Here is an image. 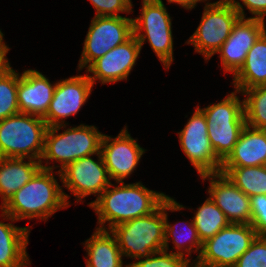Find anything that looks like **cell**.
<instances>
[{
    "instance_id": "cell-1",
    "label": "cell",
    "mask_w": 266,
    "mask_h": 267,
    "mask_svg": "<svg viewBox=\"0 0 266 267\" xmlns=\"http://www.w3.org/2000/svg\"><path fill=\"white\" fill-rule=\"evenodd\" d=\"M119 184V185H118ZM110 184L88 204L98 216L97 229L110 230L132 219L154 212L169 196L146 188L142 182ZM112 186H115L111 189ZM107 227H105V223Z\"/></svg>"
},
{
    "instance_id": "cell-2",
    "label": "cell",
    "mask_w": 266,
    "mask_h": 267,
    "mask_svg": "<svg viewBox=\"0 0 266 267\" xmlns=\"http://www.w3.org/2000/svg\"><path fill=\"white\" fill-rule=\"evenodd\" d=\"M63 191L53 170L42 168L0 209L16 221L33 218L47 221L55 212L70 206V196Z\"/></svg>"
},
{
    "instance_id": "cell-3",
    "label": "cell",
    "mask_w": 266,
    "mask_h": 267,
    "mask_svg": "<svg viewBox=\"0 0 266 267\" xmlns=\"http://www.w3.org/2000/svg\"><path fill=\"white\" fill-rule=\"evenodd\" d=\"M67 124L48 127L45 134L44 152L41 157L46 161L42 164L43 169L54 170L60 167L62 170L66 165L82 157L93 156L100 153L103 133L96 126L80 124L79 126L66 129ZM65 128L63 133H58ZM50 160L61 163L60 166H48Z\"/></svg>"
},
{
    "instance_id": "cell-4",
    "label": "cell",
    "mask_w": 266,
    "mask_h": 267,
    "mask_svg": "<svg viewBox=\"0 0 266 267\" xmlns=\"http://www.w3.org/2000/svg\"><path fill=\"white\" fill-rule=\"evenodd\" d=\"M47 128L43 118L26 113L0 120V158L41 161Z\"/></svg>"
},
{
    "instance_id": "cell-5",
    "label": "cell",
    "mask_w": 266,
    "mask_h": 267,
    "mask_svg": "<svg viewBox=\"0 0 266 267\" xmlns=\"http://www.w3.org/2000/svg\"><path fill=\"white\" fill-rule=\"evenodd\" d=\"M164 202L151 214L124 222L110 229L123 257L145 258L164 249Z\"/></svg>"
},
{
    "instance_id": "cell-6",
    "label": "cell",
    "mask_w": 266,
    "mask_h": 267,
    "mask_svg": "<svg viewBox=\"0 0 266 267\" xmlns=\"http://www.w3.org/2000/svg\"><path fill=\"white\" fill-rule=\"evenodd\" d=\"M235 90L219 103L200 108L207 121L208 138L216 156L223 161L233 150L239 136L246 126L244 100Z\"/></svg>"
},
{
    "instance_id": "cell-7",
    "label": "cell",
    "mask_w": 266,
    "mask_h": 267,
    "mask_svg": "<svg viewBox=\"0 0 266 267\" xmlns=\"http://www.w3.org/2000/svg\"><path fill=\"white\" fill-rule=\"evenodd\" d=\"M140 14L133 18V31L141 49L148 41L165 70L170 69L174 60L172 19L163 1L142 0Z\"/></svg>"
},
{
    "instance_id": "cell-8",
    "label": "cell",
    "mask_w": 266,
    "mask_h": 267,
    "mask_svg": "<svg viewBox=\"0 0 266 267\" xmlns=\"http://www.w3.org/2000/svg\"><path fill=\"white\" fill-rule=\"evenodd\" d=\"M239 18L229 0L207 2L199 26L185 43L192 44L195 52L202 54L207 61L228 39Z\"/></svg>"
},
{
    "instance_id": "cell-9",
    "label": "cell",
    "mask_w": 266,
    "mask_h": 267,
    "mask_svg": "<svg viewBox=\"0 0 266 267\" xmlns=\"http://www.w3.org/2000/svg\"><path fill=\"white\" fill-rule=\"evenodd\" d=\"M256 236L251 224L230 223L203 242L201 254L193 267H234Z\"/></svg>"
},
{
    "instance_id": "cell-10",
    "label": "cell",
    "mask_w": 266,
    "mask_h": 267,
    "mask_svg": "<svg viewBox=\"0 0 266 267\" xmlns=\"http://www.w3.org/2000/svg\"><path fill=\"white\" fill-rule=\"evenodd\" d=\"M133 35V18L94 16L84 40L78 70L87 69L95 60Z\"/></svg>"
},
{
    "instance_id": "cell-11",
    "label": "cell",
    "mask_w": 266,
    "mask_h": 267,
    "mask_svg": "<svg viewBox=\"0 0 266 267\" xmlns=\"http://www.w3.org/2000/svg\"><path fill=\"white\" fill-rule=\"evenodd\" d=\"M207 128L205 115L197 106L184 129L177 133L182 151L199 176L219 173L222 165V161L214 153Z\"/></svg>"
},
{
    "instance_id": "cell-12",
    "label": "cell",
    "mask_w": 266,
    "mask_h": 267,
    "mask_svg": "<svg viewBox=\"0 0 266 267\" xmlns=\"http://www.w3.org/2000/svg\"><path fill=\"white\" fill-rule=\"evenodd\" d=\"M96 156L98 161L91 156L82 157L57 171L62 188L66 187L73 193L77 203L92 194L98 198L111 184L101 152Z\"/></svg>"
},
{
    "instance_id": "cell-13",
    "label": "cell",
    "mask_w": 266,
    "mask_h": 267,
    "mask_svg": "<svg viewBox=\"0 0 266 267\" xmlns=\"http://www.w3.org/2000/svg\"><path fill=\"white\" fill-rule=\"evenodd\" d=\"M93 86L87 73L58 81L48 111L43 117L47 126L68 125L65 119L79 112L87 102Z\"/></svg>"
},
{
    "instance_id": "cell-14",
    "label": "cell",
    "mask_w": 266,
    "mask_h": 267,
    "mask_svg": "<svg viewBox=\"0 0 266 267\" xmlns=\"http://www.w3.org/2000/svg\"><path fill=\"white\" fill-rule=\"evenodd\" d=\"M117 137L103 135L101 141V154L110 179L123 182L138 166L145 153L136 139H133L124 126Z\"/></svg>"
},
{
    "instance_id": "cell-15",
    "label": "cell",
    "mask_w": 266,
    "mask_h": 267,
    "mask_svg": "<svg viewBox=\"0 0 266 267\" xmlns=\"http://www.w3.org/2000/svg\"><path fill=\"white\" fill-rule=\"evenodd\" d=\"M141 46L133 35L123 44L117 45L101 58L95 60L86 70L90 81L95 85L100 83H115L127 79L136 60L139 57Z\"/></svg>"
},
{
    "instance_id": "cell-16",
    "label": "cell",
    "mask_w": 266,
    "mask_h": 267,
    "mask_svg": "<svg viewBox=\"0 0 266 267\" xmlns=\"http://www.w3.org/2000/svg\"><path fill=\"white\" fill-rule=\"evenodd\" d=\"M200 177L203 181L209 180L210 186L207 190L209 197L222 210L230 223L251 224L249 196L221 172Z\"/></svg>"
},
{
    "instance_id": "cell-17",
    "label": "cell",
    "mask_w": 266,
    "mask_h": 267,
    "mask_svg": "<svg viewBox=\"0 0 266 267\" xmlns=\"http://www.w3.org/2000/svg\"><path fill=\"white\" fill-rule=\"evenodd\" d=\"M262 20L239 18L228 39L216 52L221 58L223 70L233 75L242 67L248 51L262 34Z\"/></svg>"
},
{
    "instance_id": "cell-18",
    "label": "cell",
    "mask_w": 266,
    "mask_h": 267,
    "mask_svg": "<svg viewBox=\"0 0 266 267\" xmlns=\"http://www.w3.org/2000/svg\"><path fill=\"white\" fill-rule=\"evenodd\" d=\"M56 83L41 72L33 69L18 73L17 98L20 113L43 118L49 108Z\"/></svg>"
},
{
    "instance_id": "cell-19",
    "label": "cell",
    "mask_w": 266,
    "mask_h": 267,
    "mask_svg": "<svg viewBox=\"0 0 266 267\" xmlns=\"http://www.w3.org/2000/svg\"><path fill=\"white\" fill-rule=\"evenodd\" d=\"M3 220L0 221V267H26L31 264L26 252L29 243L30 226L17 227L10 215L0 209Z\"/></svg>"
},
{
    "instance_id": "cell-20",
    "label": "cell",
    "mask_w": 266,
    "mask_h": 267,
    "mask_svg": "<svg viewBox=\"0 0 266 267\" xmlns=\"http://www.w3.org/2000/svg\"><path fill=\"white\" fill-rule=\"evenodd\" d=\"M266 162V130L245 126L221 167L263 166Z\"/></svg>"
},
{
    "instance_id": "cell-21",
    "label": "cell",
    "mask_w": 266,
    "mask_h": 267,
    "mask_svg": "<svg viewBox=\"0 0 266 267\" xmlns=\"http://www.w3.org/2000/svg\"><path fill=\"white\" fill-rule=\"evenodd\" d=\"M185 206L179 204V202H176L173 198L170 196L164 201V218H165V242H164V249L165 251L168 252L169 250V240L172 238V243L175 245V247H172L173 249H177L173 253L178 254L186 258V255L189 256L187 257V260L193 265L197 259L199 258L203 243L198 237L197 229L195 228V225L193 223V220L188 221L184 226L182 225L183 228H180L181 230L178 231L176 225L179 223L177 222L176 224L172 225L168 221V213L167 211H180L184 209ZM184 224V223H183ZM185 228V229H184ZM183 230V231H182ZM188 244V245H187ZM195 251H194V250ZM198 253L197 257L195 260L191 262V253ZM186 253V255H185Z\"/></svg>"
},
{
    "instance_id": "cell-22",
    "label": "cell",
    "mask_w": 266,
    "mask_h": 267,
    "mask_svg": "<svg viewBox=\"0 0 266 267\" xmlns=\"http://www.w3.org/2000/svg\"><path fill=\"white\" fill-rule=\"evenodd\" d=\"M42 163L35 159L0 158V197L1 206L40 170Z\"/></svg>"
},
{
    "instance_id": "cell-23",
    "label": "cell",
    "mask_w": 266,
    "mask_h": 267,
    "mask_svg": "<svg viewBox=\"0 0 266 267\" xmlns=\"http://www.w3.org/2000/svg\"><path fill=\"white\" fill-rule=\"evenodd\" d=\"M95 229L83 243L88 256L85 257L86 267H124L123 255L115 236L110 230Z\"/></svg>"
},
{
    "instance_id": "cell-24",
    "label": "cell",
    "mask_w": 266,
    "mask_h": 267,
    "mask_svg": "<svg viewBox=\"0 0 266 267\" xmlns=\"http://www.w3.org/2000/svg\"><path fill=\"white\" fill-rule=\"evenodd\" d=\"M233 85L239 92L266 85V38L263 34L248 51L242 67L233 75Z\"/></svg>"
},
{
    "instance_id": "cell-25",
    "label": "cell",
    "mask_w": 266,
    "mask_h": 267,
    "mask_svg": "<svg viewBox=\"0 0 266 267\" xmlns=\"http://www.w3.org/2000/svg\"><path fill=\"white\" fill-rule=\"evenodd\" d=\"M225 174L242 192L252 197L258 194L266 195V167H221Z\"/></svg>"
},
{
    "instance_id": "cell-26",
    "label": "cell",
    "mask_w": 266,
    "mask_h": 267,
    "mask_svg": "<svg viewBox=\"0 0 266 267\" xmlns=\"http://www.w3.org/2000/svg\"><path fill=\"white\" fill-rule=\"evenodd\" d=\"M194 215L193 223L202 243L230 224L225 214L210 197L198 207Z\"/></svg>"
},
{
    "instance_id": "cell-27",
    "label": "cell",
    "mask_w": 266,
    "mask_h": 267,
    "mask_svg": "<svg viewBox=\"0 0 266 267\" xmlns=\"http://www.w3.org/2000/svg\"><path fill=\"white\" fill-rule=\"evenodd\" d=\"M244 98L246 125L266 130V85L255 86L240 92Z\"/></svg>"
},
{
    "instance_id": "cell-28",
    "label": "cell",
    "mask_w": 266,
    "mask_h": 267,
    "mask_svg": "<svg viewBox=\"0 0 266 267\" xmlns=\"http://www.w3.org/2000/svg\"><path fill=\"white\" fill-rule=\"evenodd\" d=\"M17 86L18 72L10 66L0 75V120L20 113Z\"/></svg>"
},
{
    "instance_id": "cell-29",
    "label": "cell",
    "mask_w": 266,
    "mask_h": 267,
    "mask_svg": "<svg viewBox=\"0 0 266 267\" xmlns=\"http://www.w3.org/2000/svg\"><path fill=\"white\" fill-rule=\"evenodd\" d=\"M136 261L127 264V267H193L187 258L172 251L168 253L165 250L155 252L149 257L139 258Z\"/></svg>"
},
{
    "instance_id": "cell-30",
    "label": "cell",
    "mask_w": 266,
    "mask_h": 267,
    "mask_svg": "<svg viewBox=\"0 0 266 267\" xmlns=\"http://www.w3.org/2000/svg\"><path fill=\"white\" fill-rule=\"evenodd\" d=\"M234 267H266V236L257 235Z\"/></svg>"
},
{
    "instance_id": "cell-31",
    "label": "cell",
    "mask_w": 266,
    "mask_h": 267,
    "mask_svg": "<svg viewBox=\"0 0 266 267\" xmlns=\"http://www.w3.org/2000/svg\"><path fill=\"white\" fill-rule=\"evenodd\" d=\"M96 10L95 16L119 17L118 13H131V0H89Z\"/></svg>"
},
{
    "instance_id": "cell-32",
    "label": "cell",
    "mask_w": 266,
    "mask_h": 267,
    "mask_svg": "<svg viewBox=\"0 0 266 267\" xmlns=\"http://www.w3.org/2000/svg\"><path fill=\"white\" fill-rule=\"evenodd\" d=\"M251 226L259 236H266V195L258 194L250 197Z\"/></svg>"
},
{
    "instance_id": "cell-33",
    "label": "cell",
    "mask_w": 266,
    "mask_h": 267,
    "mask_svg": "<svg viewBox=\"0 0 266 267\" xmlns=\"http://www.w3.org/2000/svg\"><path fill=\"white\" fill-rule=\"evenodd\" d=\"M243 2L242 4L239 1L236 0H229V2L232 4V6L238 11L241 18H246V14L244 12V7L249 10V13L254 15V19H260L264 20L266 15V0H240Z\"/></svg>"
},
{
    "instance_id": "cell-34",
    "label": "cell",
    "mask_w": 266,
    "mask_h": 267,
    "mask_svg": "<svg viewBox=\"0 0 266 267\" xmlns=\"http://www.w3.org/2000/svg\"><path fill=\"white\" fill-rule=\"evenodd\" d=\"M168 3H176L179 4L186 10H191L196 6V4L199 2L198 0H167Z\"/></svg>"
},
{
    "instance_id": "cell-35",
    "label": "cell",
    "mask_w": 266,
    "mask_h": 267,
    "mask_svg": "<svg viewBox=\"0 0 266 267\" xmlns=\"http://www.w3.org/2000/svg\"><path fill=\"white\" fill-rule=\"evenodd\" d=\"M7 53L8 51H0V75L10 67V62L6 57Z\"/></svg>"
},
{
    "instance_id": "cell-36",
    "label": "cell",
    "mask_w": 266,
    "mask_h": 267,
    "mask_svg": "<svg viewBox=\"0 0 266 267\" xmlns=\"http://www.w3.org/2000/svg\"><path fill=\"white\" fill-rule=\"evenodd\" d=\"M3 37L4 34L0 29V51H9L10 48L8 47V45L5 44V42H3Z\"/></svg>"
},
{
    "instance_id": "cell-37",
    "label": "cell",
    "mask_w": 266,
    "mask_h": 267,
    "mask_svg": "<svg viewBox=\"0 0 266 267\" xmlns=\"http://www.w3.org/2000/svg\"><path fill=\"white\" fill-rule=\"evenodd\" d=\"M262 25H263V27H262V34L266 38V26H265V21L264 20H262Z\"/></svg>"
},
{
    "instance_id": "cell-38",
    "label": "cell",
    "mask_w": 266,
    "mask_h": 267,
    "mask_svg": "<svg viewBox=\"0 0 266 267\" xmlns=\"http://www.w3.org/2000/svg\"><path fill=\"white\" fill-rule=\"evenodd\" d=\"M199 2H206L207 0H198ZM210 1V0H209Z\"/></svg>"
}]
</instances>
